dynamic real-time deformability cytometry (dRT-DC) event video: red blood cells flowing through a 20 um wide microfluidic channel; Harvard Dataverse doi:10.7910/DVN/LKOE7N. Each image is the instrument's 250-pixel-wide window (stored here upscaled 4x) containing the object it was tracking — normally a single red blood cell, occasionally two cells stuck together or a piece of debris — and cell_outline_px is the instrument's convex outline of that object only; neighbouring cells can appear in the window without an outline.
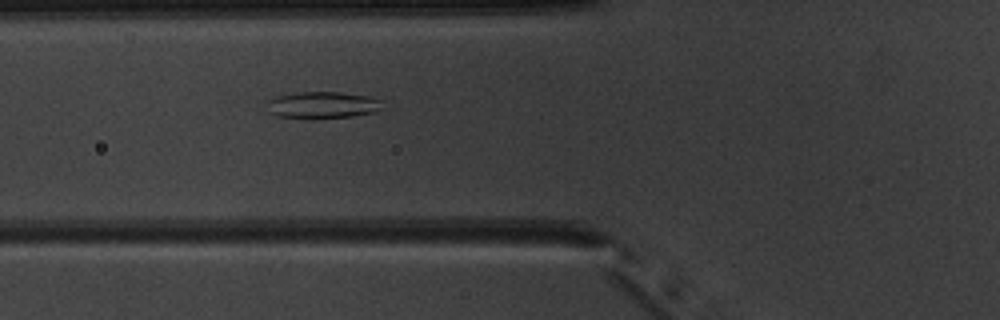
{"species": "common noctule bat (a hibernating species)", "species_latin": "Nyctalus noctula", "temperature_condition": "warm", "stored_images_in_passage": 48, "camera_frame_rate_fps": 3000, "um_per_image_px": 0.085, "animal": {"sex": "male", "body_mass_g": 20.1, "forearm_length_mm": 53.5}, "frame": {"image": 1, "passage_image": 16, "time_ms": 5.0, "image_size_px": [1000, 320], "cell_outline_px": [[388, 108], [376, 112], [352, 116], [312, 120], [276, 116], [268, 112], [268, 100], [276, 96], [296, 92], [340, 92], [368, 96], [384, 100]], "centroid_in_image_um": [27.49, 8.95], "position_along_channel_um": 98.3, "area_um2": 18.84}}
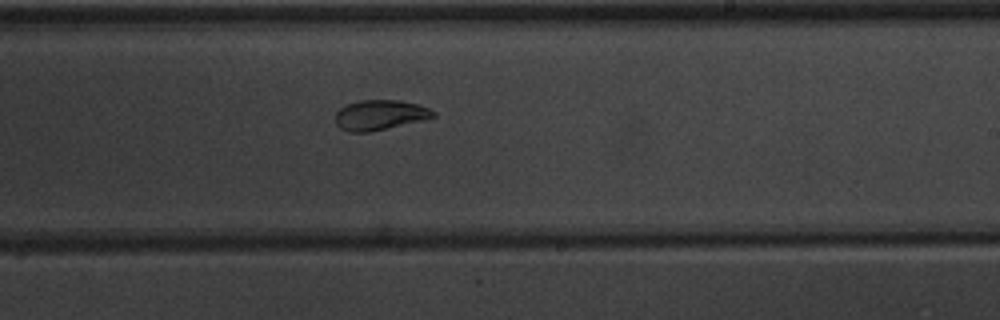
{"frame": {"image": 2, "passage_image": 28, "time_ms": 9.0, "image_size_px": [1000, 320], "cell_outline_px": [[436, 116], [424, 120], [368, 132], [348, 132], [340, 128], [336, 124], [336, 112], [344, 104], [360, 100], [400, 100], [416, 104], [428, 108], [436, 112]], "centroid_in_image_um": [32.27, 9.77], "position_along_channel_um": 256.7, "area_um2": 17.17}}
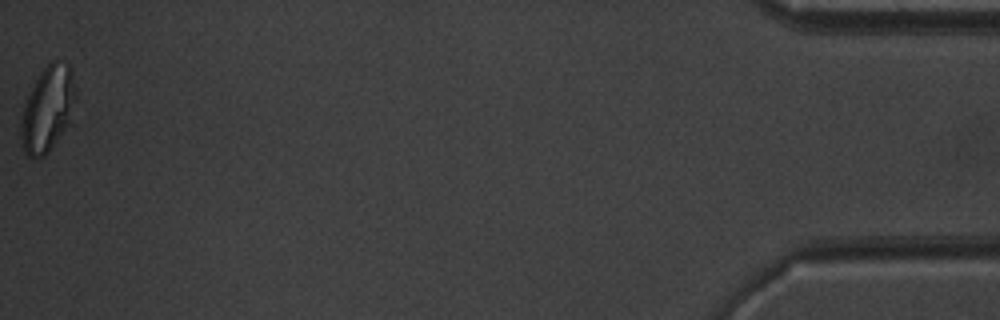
{"frame": {"image": 3, "passage_image": 48, "time_ms": 15.667, "image_size_px": [1000, 320], "cell_outline_px": [[76, 100], [64, 128], [48, 152], [44, 156], [28, 156], [24, 152], [20, 132], [20, 124], [24, 104], [36, 80], [44, 68], [52, 60], [56, 60], [68, 64], [72, 68], [76, 92]], "centroid_in_image_um": [4.05, 9.22], "position_along_channel_um": 431.2, "area_um2": 26.53}, "authors_computed_cell_mechanics": {"area_um2": 19.8254, "velocity_mm_per_s": 3.9523, "shape_relaxation_time_tau1_ms": 4.109, "shape_relaxation_time_tau2_ms": 1.9095, "deformation_change_tau1": 0.1406, "deformation_change_tau2": 0.0705}}